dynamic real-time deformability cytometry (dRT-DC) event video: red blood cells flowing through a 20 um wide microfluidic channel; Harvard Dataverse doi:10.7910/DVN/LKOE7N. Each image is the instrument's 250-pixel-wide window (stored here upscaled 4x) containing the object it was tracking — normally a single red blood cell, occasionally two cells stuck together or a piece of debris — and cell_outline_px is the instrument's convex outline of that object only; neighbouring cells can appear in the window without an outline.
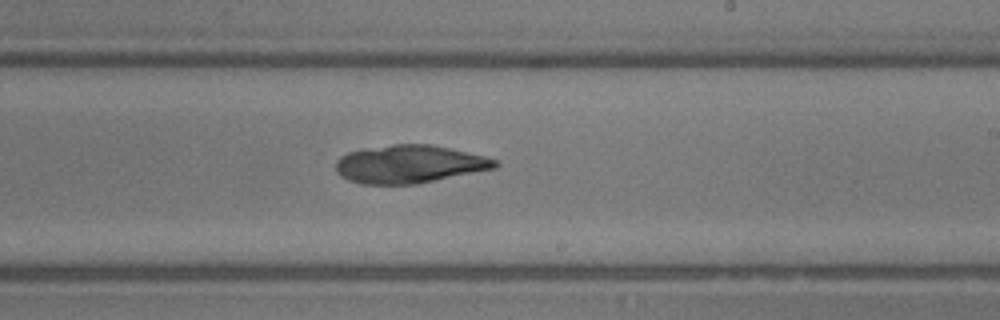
{"species": "common noctule bat (a hibernating species)", "species_latin": "Nyctalus noctula", "temperature_condition": "room temperature", "stored_images_in_passage": 27, "camera_frame_rate_fps": 3000, "um_per_image_px": 0.085, "animal": {"sex": "male", "body_mass_g": 13.3}, "frame": {"image": 1, "passage_image": 14, "time_ms": 4.333, "image_size_px": [1000, 320], "cell_outline_px": [[500, 164], [496, 168], [416, 184], [360, 184], [348, 180], [340, 176], [336, 172], [336, 160], [340, 156], [348, 152], [364, 148], [392, 144], [432, 144], [484, 156], [496, 160]], "centroid_in_image_um": [34.76, 13.95], "position_along_channel_um": 254.2, "area_um2": 35.37}}
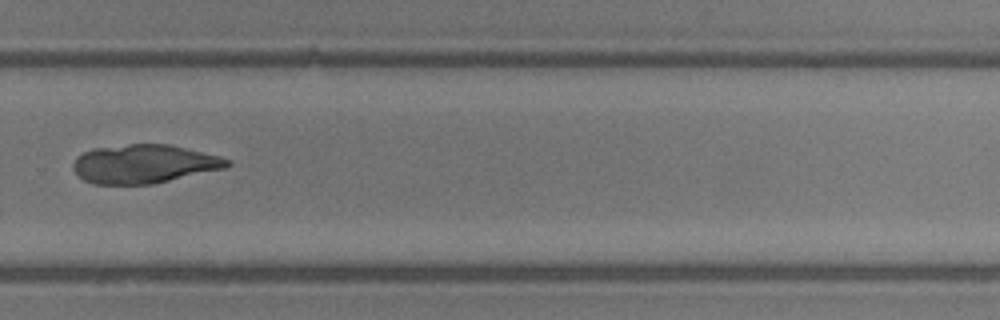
{"frame": {"image": 2, "passage_image": 17, "time_ms": 5.333, "image_size_px": [1000, 320], "cell_outline_px": [[232, 164], [228, 168], [152, 184], [92, 184], [84, 180], [72, 168], [72, 164], [76, 156], [92, 148], [128, 144], [168, 144], [220, 156], [232, 160]], "centroid_in_image_um": [12.26, 13.93], "position_along_channel_um": 317.5, "area_um2": 34.97}}
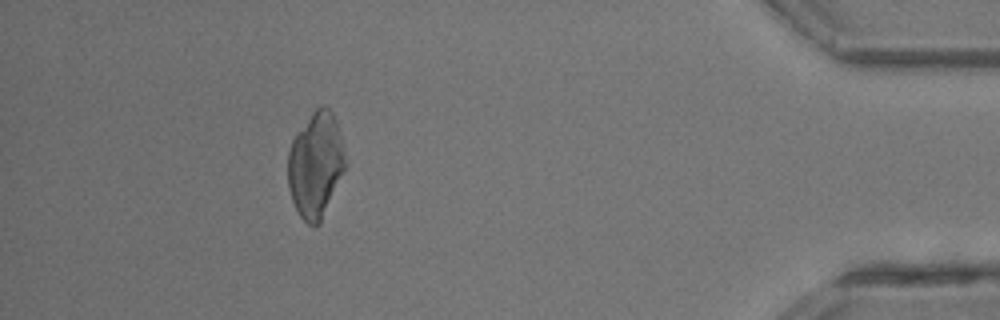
{"frame": {"image": 3, "passage_image": 24, "time_ms": 7.667, "image_size_px": [1000, 320], "cell_outline_px": [[344, 168], [320, 224], [316, 228], [312, 228], [300, 216], [292, 200], [288, 188], [288, 152], [292, 140], [296, 132], [312, 112], [320, 104], [324, 104], [332, 112], [344, 148]], "centroid_in_image_um": [26.79, 14.02], "position_along_channel_um": 408.4, "area_um2": 34.97}}